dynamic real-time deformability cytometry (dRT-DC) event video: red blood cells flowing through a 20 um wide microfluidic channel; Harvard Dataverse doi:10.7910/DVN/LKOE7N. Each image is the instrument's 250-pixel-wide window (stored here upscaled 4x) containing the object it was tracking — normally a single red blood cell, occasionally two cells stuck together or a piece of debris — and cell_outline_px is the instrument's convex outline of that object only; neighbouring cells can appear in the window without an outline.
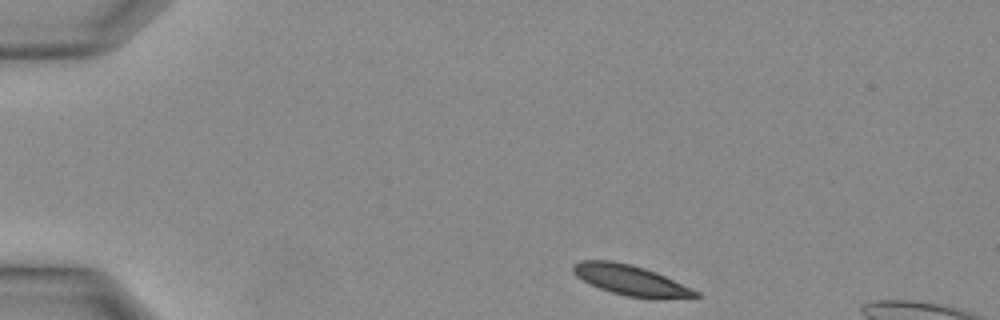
{"species": "Egyptian fruit bat (a non-hibernating species)", "species_latin": "Rousettus aegyptiacus", "temperature_condition": "warm", "stored_images_in_passage": 6, "camera_frame_rate_fps": 3000, "um_per_image_px": 0.085, "animal": {"sex": "female"}, "frame": {"image": 1, "passage_image": 1, "time_ms": 0.0, "image_size_px": [1000, 320], "cell_outline_px": [[700, 296], [656, 300], [628, 296], [612, 292], [600, 288], [576, 276], [572, 272], [572, 264], [580, 260], [612, 260], [644, 268], [656, 272], [700, 292]], "centroid_in_image_um": [53.61, 23.82], "position_along_channel_um": 31.4, "area_um2": 21.62}}